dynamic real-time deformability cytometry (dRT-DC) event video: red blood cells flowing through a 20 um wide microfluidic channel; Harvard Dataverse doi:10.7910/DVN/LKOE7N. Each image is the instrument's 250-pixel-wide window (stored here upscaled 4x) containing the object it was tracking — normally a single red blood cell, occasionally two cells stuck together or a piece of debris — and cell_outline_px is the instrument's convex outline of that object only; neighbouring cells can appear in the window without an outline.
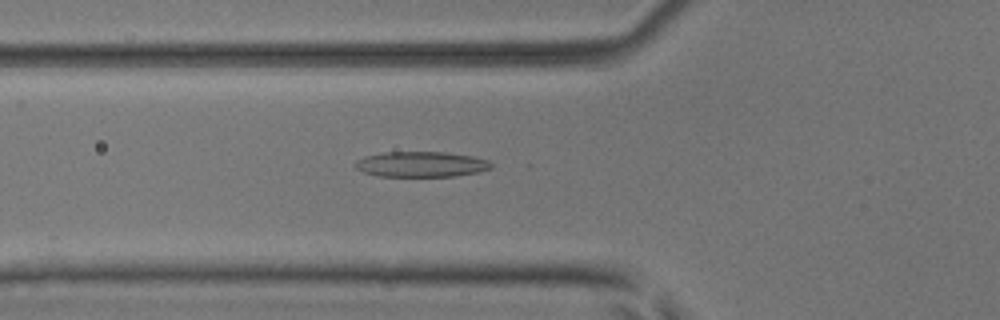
{"species": "common noctule bat (a hibernating species)", "species_latin": "Nyctalus noctula", "temperature_condition": "room temperature", "stored_images_in_passage": 52, "camera_frame_rate_fps": 3000, "um_per_image_px": 0.085, "animal": {"sex": "male", "body_mass_g": 17.9, "forearm_length_mm": 54.2}, "frame": {"image": 1, "passage_image": 19, "time_ms": 6.0, "image_size_px": [1000, 320], "cell_outline_px": [[492, 168], [476, 172], [456, 176], [376, 176], [364, 172], [356, 168], [352, 164], [356, 160], [364, 156], [384, 152], [444, 152], [472, 156], [488, 160], [492, 164]], "centroid_in_image_um": [35.75, 13.96], "position_along_channel_um": 90.0, "area_um2": 20.17}}
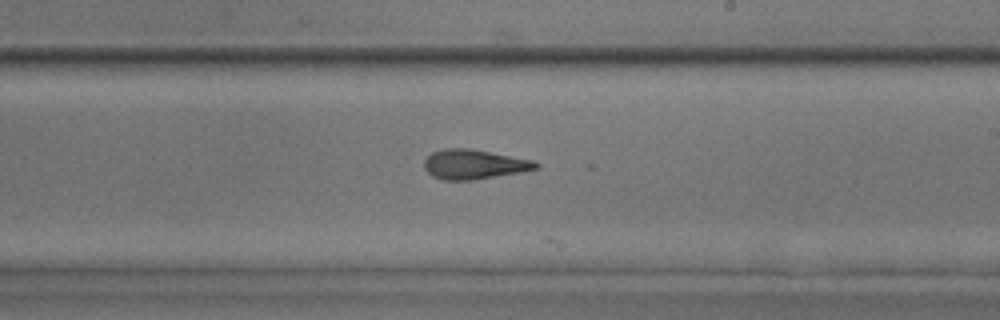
{"frame": {"image": 2, "passage_image": 31, "time_ms": 10.0, "image_size_px": [1000, 320], "cell_outline_px": [[540, 168], [520, 172], [472, 180], [444, 180], [432, 176], [424, 168], [424, 160], [432, 152], [444, 148], [472, 148], [532, 160], [540, 164]], "centroid_in_image_um": [40.28, 13.96], "position_along_channel_um": 248.7, "area_um2": 19.31}}
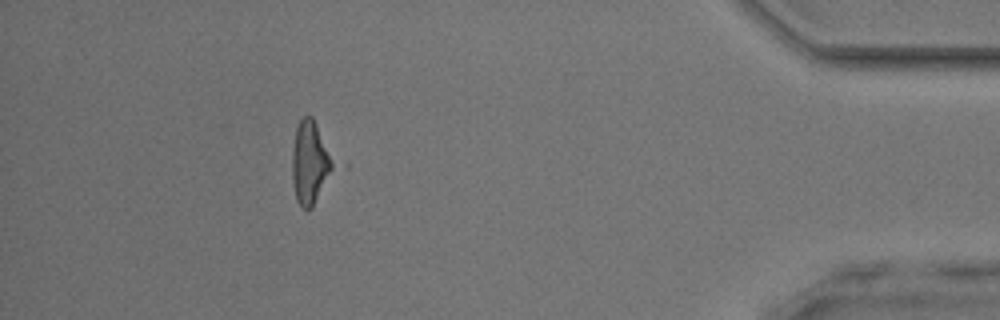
{"frame": {"image": 3, "passage_image": 47, "time_ms": 15.333, "image_size_px": [1000, 320], "cell_outline_px": [[336, 168], [312, 208], [308, 212], [300, 208], [296, 200], [292, 180], [292, 152], [296, 128], [300, 120], [304, 116], [312, 116], [336, 164]], "centroid_in_image_um": [26.37, 13.9], "position_along_channel_um": 408.8, "area_um2": 20.17}, "authors_computed_cell_mechanics": {"area_um2": 19.8832, "velocity_mm_per_s": 3.9671, "shape_relaxation_time_tau1_ms": null, "shape_relaxation_time_tau2_ms": 3.9162, "deformation_change_tau1": null, "deformation_change_tau2": 0.1643}}